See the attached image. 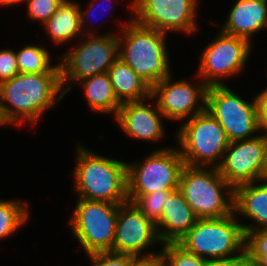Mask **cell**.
<instances>
[{
	"label": "cell",
	"instance_id": "34",
	"mask_svg": "<svg viewBox=\"0 0 267 266\" xmlns=\"http://www.w3.org/2000/svg\"><path fill=\"white\" fill-rule=\"evenodd\" d=\"M103 1V0H102ZM98 1L96 0V2H95V0H93L92 1V3H89L88 4V7L85 9V10H83V9H81L80 7H81V5H79V12H80V27H81V31H82V33L84 32V26H85V23L87 24L88 23V21H89V17L90 16H92V15H90V13L91 14H94L93 12H92V10H94V5H96V4H99V3H97ZM109 4V3H108ZM108 6V5H107ZM92 8V9H91ZM107 8H112V6L110 7V6H108ZM104 10H106V9H104ZM90 15V16H89ZM88 20V21H87Z\"/></svg>",
	"mask_w": 267,
	"mask_h": 266
},
{
	"label": "cell",
	"instance_id": "10",
	"mask_svg": "<svg viewBox=\"0 0 267 266\" xmlns=\"http://www.w3.org/2000/svg\"><path fill=\"white\" fill-rule=\"evenodd\" d=\"M233 91L227 85L209 86L206 103V109L223 127L229 142L260 133L255 97L248 102Z\"/></svg>",
	"mask_w": 267,
	"mask_h": 266
},
{
	"label": "cell",
	"instance_id": "21",
	"mask_svg": "<svg viewBox=\"0 0 267 266\" xmlns=\"http://www.w3.org/2000/svg\"><path fill=\"white\" fill-rule=\"evenodd\" d=\"M107 73L121 104L151 97L152 87L121 58L113 63Z\"/></svg>",
	"mask_w": 267,
	"mask_h": 266
},
{
	"label": "cell",
	"instance_id": "6",
	"mask_svg": "<svg viewBox=\"0 0 267 266\" xmlns=\"http://www.w3.org/2000/svg\"><path fill=\"white\" fill-rule=\"evenodd\" d=\"M183 122L175 134L184 163L217 168L229 145L223 127L207 109Z\"/></svg>",
	"mask_w": 267,
	"mask_h": 266
},
{
	"label": "cell",
	"instance_id": "1",
	"mask_svg": "<svg viewBox=\"0 0 267 266\" xmlns=\"http://www.w3.org/2000/svg\"><path fill=\"white\" fill-rule=\"evenodd\" d=\"M64 96L61 73H18L0 83L1 114L10 126H22L27 121L34 127Z\"/></svg>",
	"mask_w": 267,
	"mask_h": 266
},
{
	"label": "cell",
	"instance_id": "30",
	"mask_svg": "<svg viewBox=\"0 0 267 266\" xmlns=\"http://www.w3.org/2000/svg\"><path fill=\"white\" fill-rule=\"evenodd\" d=\"M19 73L16 53L13 49H0V83L12 79Z\"/></svg>",
	"mask_w": 267,
	"mask_h": 266
},
{
	"label": "cell",
	"instance_id": "14",
	"mask_svg": "<svg viewBox=\"0 0 267 266\" xmlns=\"http://www.w3.org/2000/svg\"><path fill=\"white\" fill-rule=\"evenodd\" d=\"M265 154L262 134L229 142L222 161L217 167L220 175L235 187L265 179Z\"/></svg>",
	"mask_w": 267,
	"mask_h": 266
},
{
	"label": "cell",
	"instance_id": "18",
	"mask_svg": "<svg viewBox=\"0 0 267 266\" xmlns=\"http://www.w3.org/2000/svg\"><path fill=\"white\" fill-rule=\"evenodd\" d=\"M267 27V0H237L221 27V31L247 39Z\"/></svg>",
	"mask_w": 267,
	"mask_h": 266
},
{
	"label": "cell",
	"instance_id": "8",
	"mask_svg": "<svg viewBox=\"0 0 267 266\" xmlns=\"http://www.w3.org/2000/svg\"><path fill=\"white\" fill-rule=\"evenodd\" d=\"M120 205L78 198L68 226L87 255L112 251Z\"/></svg>",
	"mask_w": 267,
	"mask_h": 266
},
{
	"label": "cell",
	"instance_id": "28",
	"mask_svg": "<svg viewBox=\"0 0 267 266\" xmlns=\"http://www.w3.org/2000/svg\"><path fill=\"white\" fill-rule=\"evenodd\" d=\"M92 266H130L132 256L112 251L88 254Z\"/></svg>",
	"mask_w": 267,
	"mask_h": 266
},
{
	"label": "cell",
	"instance_id": "35",
	"mask_svg": "<svg viewBox=\"0 0 267 266\" xmlns=\"http://www.w3.org/2000/svg\"><path fill=\"white\" fill-rule=\"evenodd\" d=\"M249 265L251 266H267V255H247Z\"/></svg>",
	"mask_w": 267,
	"mask_h": 266
},
{
	"label": "cell",
	"instance_id": "16",
	"mask_svg": "<svg viewBox=\"0 0 267 266\" xmlns=\"http://www.w3.org/2000/svg\"><path fill=\"white\" fill-rule=\"evenodd\" d=\"M148 100H153L155 106L146 104L145 102H149ZM164 118L159 111L157 102L151 96L141 101L123 103L115 120L125 135L133 139L155 143L165 136Z\"/></svg>",
	"mask_w": 267,
	"mask_h": 266
},
{
	"label": "cell",
	"instance_id": "17",
	"mask_svg": "<svg viewBox=\"0 0 267 266\" xmlns=\"http://www.w3.org/2000/svg\"><path fill=\"white\" fill-rule=\"evenodd\" d=\"M181 190H173L165 201L160 219L155 223L162 245L177 243L197 221Z\"/></svg>",
	"mask_w": 267,
	"mask_h": 266
},
{
	"label": "cell",
	"instance_id": "13",
	"mask_svg": "<svg viewBox=\"0 0 267 266\" xmlns=\"http://www.w3.org/2000/svg\"><path fill=\"white\" fill-rule=\"evenodd\" d=\"M208 86L200 79L197 84L172 79V74L151 89L159 111L165 119L186 121L206 110Z\"/></svg>",
	"mask_w": 267,
	"mask_h": 266
},
{
	"label": "cell",
	"instance_id": "36",
	"mask_svg": "<svg viewBox=\"0 0 267 266\" xmlns=\"http://www.w3.org/2000/svg\"><path fill=\"white\" fill-rule=\"evenodd\" d=\"M262 133V138H263V145H264V154H265V161H264V166H265V179H267V132Z\"/></svg>",
	"mask_w": 267,
	"mask_h": 266
},
{
	"label": "cell",
	"instance_id": "29",
	"mask_svg": "<svg viewBox=\"0 0 267 266\" xmlns=\"http://www.w3.org/2000/svg\"><path fill=\"white\" fill-rule=\"evenodd\" d=\"M247 255H267V229H257L246 234Z\"/></svg>",
	"mask_w": 267,
	"mask_h": 266
},
{
	"label": "cell",
	"instance_id": "32",
	"mask_svg": "<svg viewBox=\"0 0 267 266\" xmlns=\"http://www.w3.org/2000/svg\"><path fill=\"white\" fill-rule=\"evenodd\" d=\"M258 109L259 129L267 132V87L255 97Z\"/></svg>",
	"mask_w": 267,
	"mask_h": 266
},
{
	"label": "cell",
	"instance_id": "27",
	"mask_svg": "<svg viewBox=\"0 0 267 266\" xmlns=\"http://www.w3.org/2000/svg\"><path fill=\"white\" fill-rule=\"evenodd\" d=\"M64 0H25L27 15L31 20L44 24L59 8Z\"/></svg>",
	"mask_w": 267,
	"mask_h": 266
},
{
	"label": "cell",
	"instance_id": "33",
	"mask_svg": "<svg viewBox=\"0 0 267 266\" xmlns=\"http://www.w3.org/2000/svg\"><path fill=\"white\" fill-rule=\"evenodd\" d=\"M204 266H249V261L245 251L235 257L206 260Z\"/></svg>",
	"mask_w": 267,
	"mask_h": 266
},
{
	"label": "cell",
	"instance_id": "22",
	"mask_svg": "<svg viewBox=\"0 0 267 266\" xmlns=\"http://www.w3.org/2000/svg\"><path fill=\"white\" fill-rule=\"evenodd\" d=\"M84 90L85 99L92 111L113 114L116 117L121 103L118 101L108 73L90 76L77 82Z\"/></svg>",
	"mask_w": 267,
	"mask_h": 266
},
{
	"label": "cell",
	"instance_id": "4",
	"mask_svg": "<svg viewBox=\"0 0 267 266\" xmlns=\"http://www.w3.org/2000/svg\"><path fill=\"white\" fill-rule=\"evenodd\" d=\"M179 189L198 219L222 218L233 212L234 189L215 167L185 164Z\"/></svg>",
	"mask_w": 267,
	"mask_h": 266
},
{
	"label": "cell",
	"instance_id": "2",
	"mask_svg": "<svg viewBox=\"0 0 267 266\" xmlns=\"http://www.w3.org/2000/svg\"><path fill=\"white\" fill-rule=\"evenodd\" d=\"M73 171L78 198L112 204L128 202L127 163L95 153L79 144Z\"/></svg>",
	"mask_w": 267,
	"mask_h": 266
},
{
	"label": "cell",
	"instance_id": "5",
	"mask_svg": "<svg viewBox=\"0 0 267 266\" xmlns=\"http://www.w3.org/2000/svg\"><path fill=\"white\" fill-rule=\"evenodd\" d=\"M239 221L234 211L222 218L197 219L177 243L205 260L235 257L245 252L246 235Z\"/></svg>",
	"mask_w": 267,
	"mask_h": 266
},
{
	"label": "cell",
	"instance_id": "25",
	"mask_svg": "<svg viewBox=\"0 0 267 266\" xmlns=\"http://www.w3.org/2000/svg\"><path fill=\"white\" fill-rule=\"evenodd\" d=\"M172 191L158 190L142 196H128V202L133 203L147 218L156 223L160 219L165 201Z\"/></svg>",
	"mask_w": 267,
	"mask_h": 266
},
{
	"label": "cell",
	"instance_id": "26",
	"mask_svg": "<svg viewBox=\"0 0 267 266\" xmlns=\"http://www.w3.org/2000/svg\"><path fill=\"white\" fill-rule=\"evenodd\" d=\"M166 266H204L206 260L187 252L178 243H164L161 249Z\"/></svg>",
	"mask_w": 267,
	"mask_h": 266
},
{
	"label": "cell",
	"instance_id": "20",
	"mask_svg": "<svg viewBox=\"0 0 267 266\" xmlns=\"http://www.w3.org/2000/svg\"><path fill=\"white\" fill-rule=\"evenodd\" d=\"M47 35L53 44L63 45L79 36L96 35L97 31L90 30L82 33L80 27L79 3L73 0H64L56 12L43 24ZM75 38V39H74Z\"/></svg>",
	"mask_w": 267,
	"mask_h": 266
},
{
	"label": "cell",
	"instance_id": "38",
	"mask_svg": "<svg viewBox=\"0 0 267 266\" xmlns=\"http://www.w3.org/2000/svg\"><path fill=\"white\" fill-rule=\"evenodd\" d=\"M8 126V124L5 122V120L3 119V116L1 114V110H0V127L1 126Z\"/></svg>",
	"mask_w": 267,
	"mask_h": 266
},
{
	"label": "cell",
	"instance_id": "37",
	"mask_svg": "<svg viewBox=\"0 0 267 266\" xmlns=\"http://www.w3.org/2000/svg\"><path fill=\"white\" fill-rule=\"evenodd\" d=\"M25 0H0V7L15 6V4L23 3Z\"/></svg>",
	"mask_w": 267,
	"mask_h": 266
},
{
	"label": "cell",
	"instance_id": "15",
	"mask_svg": "<svg viewBox=\"0 0 267 266\" xmlns=\"http://www.w3.org/2000/svg\"><path fill=\"white\" fill-rule=\"evenodd\" d=\"M161 243L155 223L133 203L119 206L112 252L140 256L145 249Z\"/></svg>",
	"mask_w": 267,
	"mask_h": 266
},
{
	"label": "cell",
	"instance_id": "24",
	"mask_svg": "<svg viewBox=\"0 0 267 266\" xmlns=\"http://www.w3.org/2000/svg\"><path fill=\"white\" fill-rule=\"evenodd\" d=\"M22 201V202H21ZM28 202L0 199V240L11 237L29 220Z\"/></svg>",
	"mask_w": 267,
	"mask_h": 266
},
{
	"label": "cell",
	"instance_id": "12",
	"mask_svg": "<svg viewBox=\"0 0 267 266\" xmlns=\"http://www.w3.org/2000/svg\"><path fill=\"white\" fill-rule=\"evenodd\" d=\"M133 20L163 33L191 34L198 30L199 0H131Z\"/></svg>",
	"mask_w": 267,
	"mask_h": 266
},
{
	"label": "cell",
	"instance_id": "9",
	"mask_svg": "<svg viewBox=\"0 0 267 266\" xmlns=\"http://www.w3.org/2000/svg\"><path fill=\"white\" fill-rule=\"evenodd\" d=\"M184 165L178 147L156 149L142 161L127 162L128 196L178 189Z\"/></svg>",
	"mask_w": 267,
	"mask_h": 266
},
{
	"label": "cell",
	"instance_id": "19",
	"mask_svg": "<svg viewBox=\"0 0 267 266\" xmlns=\"http://www.w3.org/2000/svg\"><path fill=\"white\" fill-rule=\"evenodd\" d=\"M233 211L236 216L242 215L254 222L242 224L245 235L249 231L267 229V179L235 187Z\"/></svg>",
	"mask_w": 267,
	"mask_h": 266
},
{
	"label": "cell",
	"instance_id": "11",
	"mask_svg": "<svg viewBox=\"0 0 267 266\" xmlns=\"http://www.w3.org/2000/svg\"><path fill=\"white\" fill-rule=\"evenodd\" d=\"M215 37L200 55L199 71L196 74L208 87L226 85L223 78L228 80L243 72L252 52V43L245 38L221 30Z\"/></svg>",
	"mask_w": 267,
	"mask_h": 266
},
{
	"label": "cell",
	"instance_id": "31",
	"mask_svg": "<svg viewBox=\"0 0 267 266\" xmlns=\"http://www.w3.org/2000/svg\"><path fill=\"white\" fill-rule=\"evenodd\" d=\"M145 255L132 256L130 266H164V257L162 252L151 253L150 251Z\"/></svg>",
	"mask_w": 267,
	"mask_h": 266
},
{
	"label": "cell",
	"instance_id": "23",
	"mask_svg": "<svg viewBox=\"0 0 267 266\" xmlns=\"http://www.w3.org/2000/svg\"><path fill=\"white\" fill-rule=\"evenodd\" d=\"M15 53L19 73H61L59 63L51 65L52 57L44 46L30 43Z\"/></svg>",
	"mask_w": 267,
	"mask_h": 266
},
{
	"label": "cell",
	"instance_id": "3",
	"mask_svg": "<svg viewBox=\"0 0 267 266\" xmlns=\"http://www.w3.org/2000/svg\"><path fill=\"white\" fill-rule=\"evenodd\" d=\"M130 19L118 24L122 30L117 34L119 58L153 87L172 74L166 41L168 34Z\"/></svg>",
	"mask_w": 267,
	"mask_h": 266
},
{
	"label": "cell",
	"instance_id": "7",
	"mask_svg": "<svg viewBox=\"0 0 267 266\" xmlns=\"http://www.w3.org/2000/svg\"><path fill=\"white\" fill-rule=\"evenodd\" d=\"M81 43L71 46L61 57V80L63 91L68 93L72 84L103 73H107L119 58L118 36L114 33L83 35ZM66 85V86H65ZM65 86V88H64Z\"/></svg>",
	"mask_w": 267,
	"mask_h": 266
}]
</instances>
